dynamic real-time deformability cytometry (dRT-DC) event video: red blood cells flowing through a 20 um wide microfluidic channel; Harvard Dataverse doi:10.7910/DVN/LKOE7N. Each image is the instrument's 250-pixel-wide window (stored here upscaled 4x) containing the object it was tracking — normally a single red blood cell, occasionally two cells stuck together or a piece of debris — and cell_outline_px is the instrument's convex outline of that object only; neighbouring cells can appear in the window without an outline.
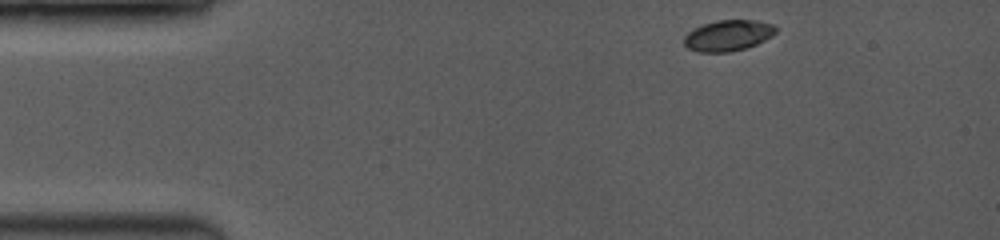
{"species": "common noctule bat (a hibernating species)", "species_latin": "Nyctalus noctula", "temperature_condition": "room temperature", "stored_images_in_passage": 48, "camera_frame_rate_fps": 3500, "um_per_image_px": 0.085, "animal": {"sex": "female", "body_mass_g": 19.0, "forearm_length_mm": 53.3}, "frame": {"image": 1, "passage_image": 1, "time_ms": 0.0, "image_size_px": [1000, 240], "cell_outline_px": [[776, 32], [772, 36], [756, 44], [744, 48], [728, 52], [696, 52], [688, 48], [684, 44], [684, 36], [688, 32], [704, 24], [720, 20], [756, 20], [776, 24]], "centroid_in_image_um": [61.91, 3.01], "position_along_channel_um": 23.1, "area_um2": 16.47}}
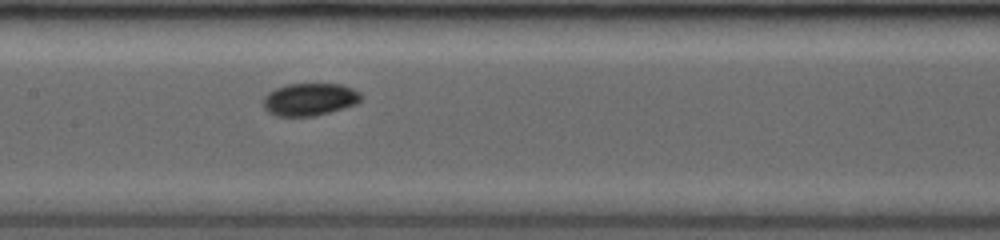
{"frame": {"image": 2, "passage_image": 21, "time_ms": 5.714, "image_size_px": [1000, 240], "cell_outline_px": [[360, 100], [356, 104], [344, 108], [312, 116], [276, 116], [268, 112], [264, 108], [264, 96], [268, 92], [276, 88], [288, 84], [340, 84], [352, 88], [360, 92]], "centroid_in_image_um": [26.3, 8.44], "position_along_channel_um": 181.1, "area_um2": 18.38}}
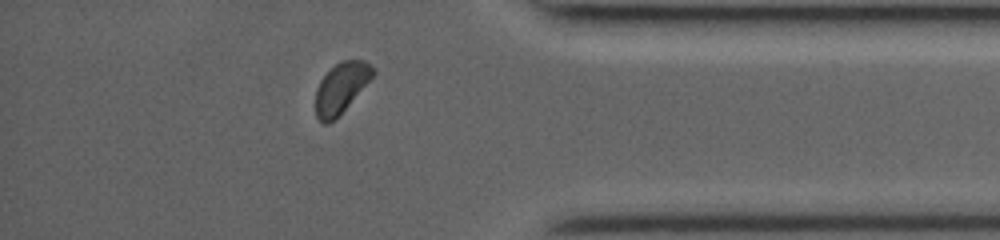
{"frame": {"image": 3, "passage_image": 41, "time_ms": 11.429, "image_size_px": [1000, 240], "cell_outline_px": [[376, 72], [348, 104], [328, 124], [324, 124], [316, 116], [316, 88], [320, 80], [340, 60], [364, 60], [376, 68]], "centroid_in_image_um": [28.99, 7.42], "position_along_channel_um": 406.2, "area_um2": 16.3}, "authors_computed_cell_mechanics": {"area_um2": 17.3978, "velocity_mm_per_s": 4.0992, "shape_relaxation_time_tau1_ms": 2.8311, "shape_relaxation_time_tau2_ms": null, "deformation_change_tau1": 0.0661, "deformation_change_tau2": null}}